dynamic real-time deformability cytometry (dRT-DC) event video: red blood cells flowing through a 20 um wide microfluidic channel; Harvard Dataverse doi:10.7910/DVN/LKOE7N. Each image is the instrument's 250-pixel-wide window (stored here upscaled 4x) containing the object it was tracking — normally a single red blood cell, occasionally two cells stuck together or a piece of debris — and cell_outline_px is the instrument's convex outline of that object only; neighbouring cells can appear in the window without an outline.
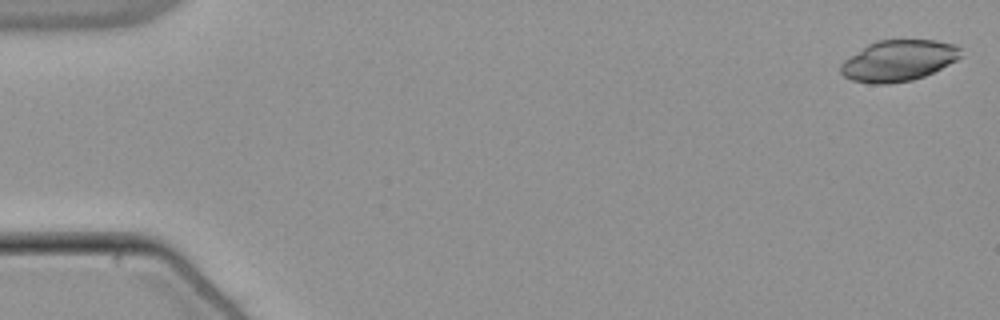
{"species": "common noctule bat (a hibernating species)", "species_latin": "Nyctalus noctula", "temperature_condition": "warm", "stored_images_in_passage": 53, "camera_frame_rate_fps": 3000, "um_per_image_px": 0.085, "animal": {"sex": "male", "body_mass_g": 21.5, "forearm_length_mm": 52.0}, "frame": {"image": 1, "passage_image": 1, "time_ms": 0.0, "image_size_px": [1000, 320], "cell_outline_px": [[964, 56], [924, 76], [912, 80], [888, 84], [872, 84], [852, 80], [844, 76], [840, 72], [840, 64], [844, 60], [868, 44], [876, 40], [936, 40], [956, 44], [960, 48]], "centroid_in_image_um": [76.38, 5.15], "position_along_channel_um": 8.6, "area_um2": 28.78}}
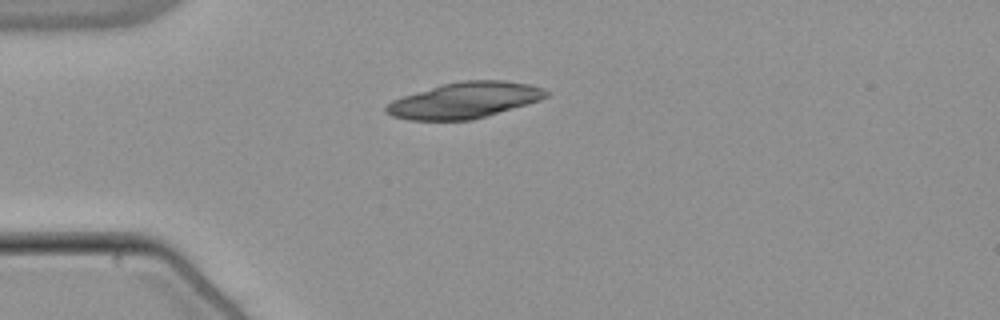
{"frame": {"image": 2, "passage_image": 14, "time_ms": 4.333, "image_size_px": [1000, 320], "cell_outline_px": [[548, 96], [540, 100], [472, 120], [408, 120], [392, 116], [384, 112], [384, 108], [392, 100], [440, 84], [464, 80], [504, 80], [528, 84], [544, 88], [548, 92]], "centroid_in_image_um": [39.47, 8.52], "position_along_channel_um": 45.5, "area_um2": 33.41}}